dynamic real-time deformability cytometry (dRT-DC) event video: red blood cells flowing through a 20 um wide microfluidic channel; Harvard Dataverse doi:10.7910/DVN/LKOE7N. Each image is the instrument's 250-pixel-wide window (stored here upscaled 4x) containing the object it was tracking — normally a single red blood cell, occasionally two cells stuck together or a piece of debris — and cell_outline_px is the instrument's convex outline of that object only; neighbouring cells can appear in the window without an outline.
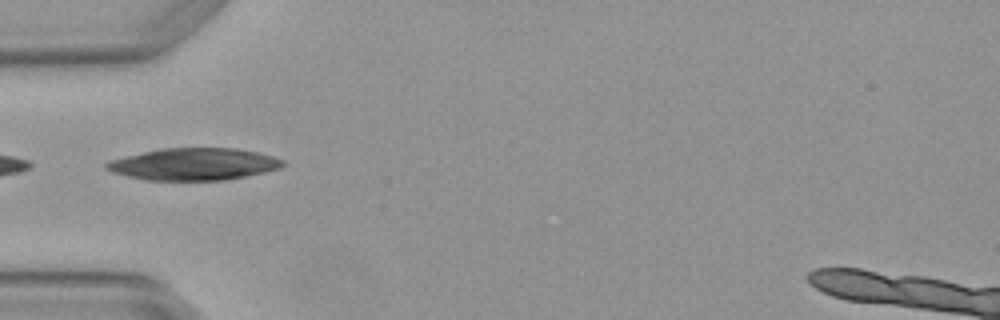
{"species": "Egyptian fruit bat (a non-hibernating species)", "species_latin": "Rousettus aegyptiacus", "temperature_condition": "warm", "stored_images_in_passage": 2, "camera_frame_rate_fps": 3000, "um_per_image_px": 0.085, "animal": {"sex": "female"}, "frame": {"image": 1, "passage_image": 2, "time_ms": 0.333, "image_size_px": [1000, 320], "cell_outline_px": [[284, 164], [280, 168], [264, 172], [224, 180], [144, 180], [112, 172], [104, 168], [104, 164], [108, 160], [144, 152], [164, 148], [236, 148], [256, 152], [272, 156], [284, 160]], "centroid_in_image_um": [16.44, 13.95], "position_along_channel_um": 68.6, "area_um2": 32.77}}